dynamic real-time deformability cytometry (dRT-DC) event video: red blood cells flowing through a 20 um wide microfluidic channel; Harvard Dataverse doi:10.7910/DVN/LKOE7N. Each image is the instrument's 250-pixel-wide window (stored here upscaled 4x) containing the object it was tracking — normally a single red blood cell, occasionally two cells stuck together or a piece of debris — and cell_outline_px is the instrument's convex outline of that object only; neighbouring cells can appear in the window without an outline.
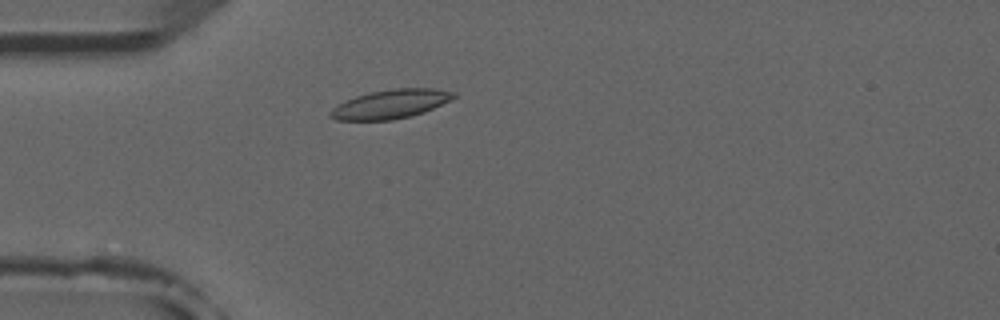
{"species": "common noctule bat (a hibernating species)", "species_latin": "Nyctalus noctula", "temperature_condition": "room temperature", "stored_images_in_passage": 3, "camera_frame_rate_fps": 3000, "um_per_image_px": 0.085, "animal": {"sex": "male", "forearm_length_mm": 52.5}, "frame": {"image": 1, "passage_image": 3, "time_ms": 2.333, "image_size_px": [1000, 320], "cell_outline_px": [[456, 96], [424, 112], [412, 116], [392, 120], [336, 120], [328, 116], [328, 112], [332, 108], [344, 100], [356, 96], [372, 92], [396, 88], [436, 88], [456, 92]], "centroid_in_image_um": [33.16, 8.85], "position_along_channel_um": 51.8, "area_um2": 20.75}}